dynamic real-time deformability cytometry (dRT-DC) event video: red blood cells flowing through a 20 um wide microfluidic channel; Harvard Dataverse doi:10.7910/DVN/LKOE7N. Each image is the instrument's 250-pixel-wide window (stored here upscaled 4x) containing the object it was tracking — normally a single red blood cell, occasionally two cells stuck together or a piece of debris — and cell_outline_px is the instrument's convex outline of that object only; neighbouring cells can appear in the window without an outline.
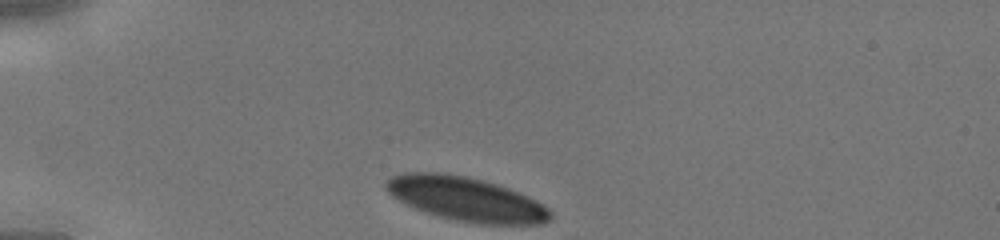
{"species": "human", "species_latin": "Homo sapiens", "temperature_condition": "cold", "stored_images_in_passage": 28, "camera_frame_rate_fps": 3000, "um_per_image_px": 0.085, "donor": {"sex": "male"}, "frame": {"image": 1, "passage_image": 1, "time_ms": 0.0, "image_size_px": [1000, 240], "cell_outline_px": [[552, 216], [544, 224], [476, 224], [456, 220], [440, 216], [416, 208], [392, 196], [384, 188], [384, 184], [392, 176], [404, 172], [440, 172], [464, 176], [496, 184], [508, 188], [528, 196], [544, 204], [552, 212]], "centroid_in_image_um": [39.64, 16.92], "position_along_channel_um": 45.4, "area_um2": 41.91}}
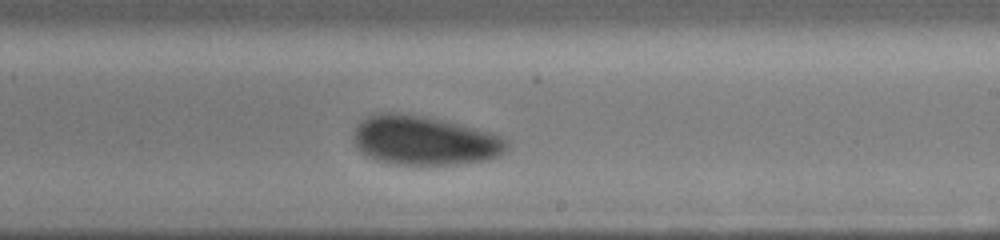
{"frame": {"image": 2, "passage_image": 17, "time_ms": 5.333, "image_size_px": [1000, 240], "cell_outline_px": [[508, 148], [500, 156], [488, 160], [456, 164], [396, 164], [376, 160], [360, 152], [356, 148], [352, 140], [356, 128], [368, 116], [380, 112], [408, 112], [448, 120], [492, 132], [508, 140]], "centroid_in_image_um": [36.1, 11.92], "position_along_channel_um": 252.9, "area_um2": 44.68}}
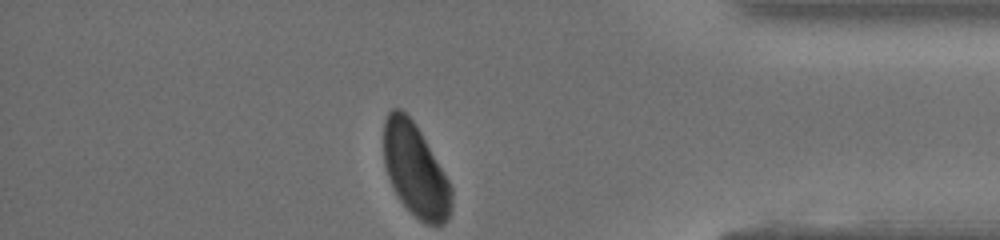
{"frame": {"image": 3, "passage_image": 28, "time_ms": 9.0, "image_size_px": [1000, 240], "cell_outline_px": [[452, 208], [448, 220], [444, 224], [424, 224], [400, 200], [388, 176], [384, 164], [384, 120], [388, 112], [392, 108], [400, 108], [416, 124], [444, 172], [452, 188]], "centroid_in_image_um": [35.31, 14.46], "position_along_channel_um": 399.9, "area_um2": 36.41}}